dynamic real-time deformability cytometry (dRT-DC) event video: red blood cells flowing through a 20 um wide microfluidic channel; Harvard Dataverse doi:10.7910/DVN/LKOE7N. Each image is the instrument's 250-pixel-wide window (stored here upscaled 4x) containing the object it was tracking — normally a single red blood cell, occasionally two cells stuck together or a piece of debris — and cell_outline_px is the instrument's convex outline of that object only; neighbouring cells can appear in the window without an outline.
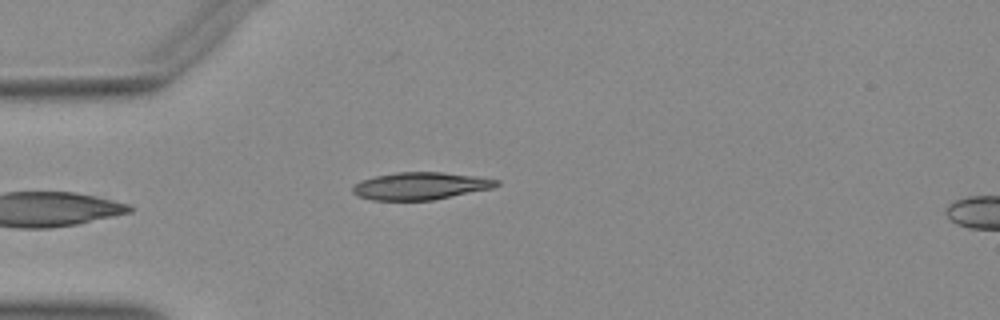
{"species": "Egyptian fruit bat (a non-hibernating species)", "species_latin": "Rousettus aegyptiacus", "temperature_condition": "warm", "stored_images_in_passage": 24, "camera_frame_rate_fps": 3000, "um_per_image_px": 0.085, "animal": {"sex": "female"}, "frame": {"image": 1, "passage_image": 1, "time_ms": 0.0, "image_size_px": [1000, 320], "cell_outline_px": [[500, 184], [492, 188], [432, 200], [372, 200], [356, 196], [352, 192], [352, 188], [360, 180], [376, 176], [396, 172], [440, 172], [476, 176], [500, 180]], "centroid_in_image_um": [35.72, 15.8], "position_along_channel_um": 49.3, "area_um2": 22.89}}
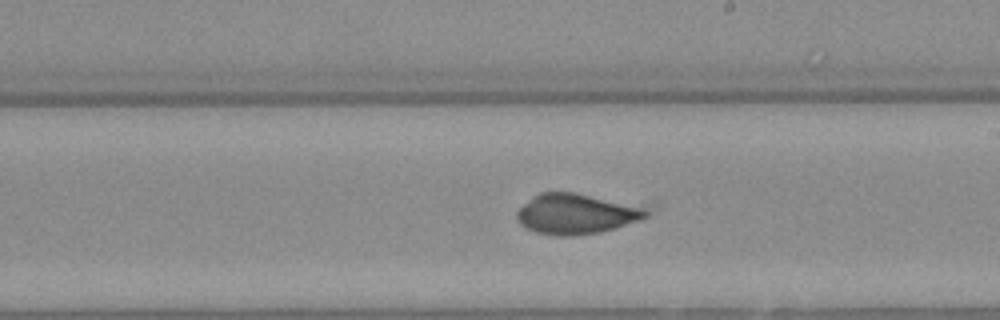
{"frame": {"image": 2, "passage_image": 13, "time_ms": 4.0, "image_size_px": [1000, 320], "cell_outline_px": [[656, 204], [648, 216], [616, 228], [600, 232], [572, 236], [556, 236], [536, 232], [524, 228], [516, 220], [516, 212], [532, 196], [540, 192], [572, 192]], "centroid_in_image_um": [49.16, 18.14], "position_along_channel_um": 239.8, "area_um2": 32.02}}
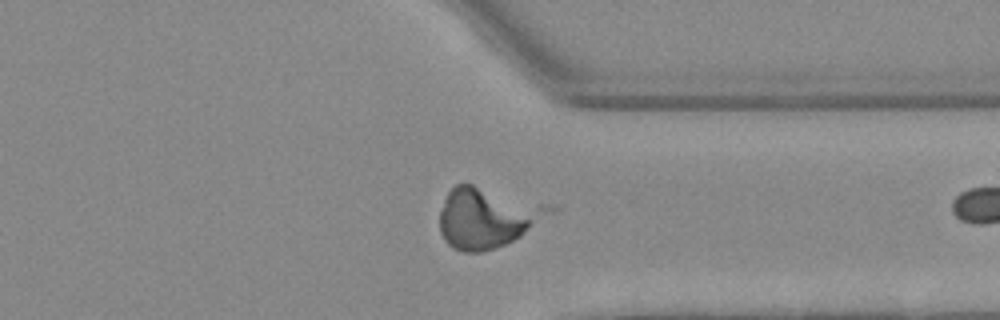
{"frame": {"image": 3, "passage_image": 23, "time_ms": 7.333, "image_size_px": [1000, 320], "cell_outline_px": [[528, 228], [520, 236], [496, 248], [480, 252], [464, 252], [448, 244], [444, 240], [440, 232], [440, 212], [444, 200], [448, 192], [456, 184], [472, 184], [528, 220]], "centroid_in_image_um": [40.62, 18.73], "position_along_channel_um": 370.8, "area_um2": 30.4}}